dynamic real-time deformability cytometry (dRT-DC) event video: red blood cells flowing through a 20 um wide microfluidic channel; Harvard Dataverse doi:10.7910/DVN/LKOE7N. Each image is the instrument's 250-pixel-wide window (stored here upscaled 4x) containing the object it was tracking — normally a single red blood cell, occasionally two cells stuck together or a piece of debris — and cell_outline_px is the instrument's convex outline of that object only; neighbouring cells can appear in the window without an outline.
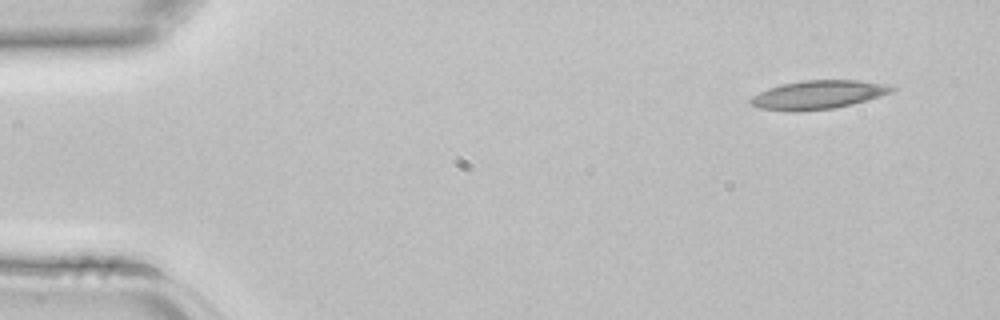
{"species": "common noctule bat (a hibernating species)", "species_latin": "Nyctalus noctula", "temperature_condition": "room temperature", "stored_images_in_passage": 4, "camera_frame_rate_fps": 3000, "um_per_image_px": 0.085, "animal": {"sex": "female", "body_mass_g": 22.7, "forearm_length_mm": 54.2}, "frame": {"image": 1, "passage_image": 1, "time_ms": 0.0, "image_size_px": [1000, 320], "cell_outline_px": [[896, 88], [892, 92], [868, 100], [852, 104], [832, 108], [796, 112], [788, 112], [760, 108], [752, 104], [748, 100], [752, 96], [768, 88], [784, 84], [804, 80], [860, 80], [884, 84]], "centroid_in_image_um": [69.53, 8.06], "position_along_channel_um": 15.5, "area_um2": 23.47}}